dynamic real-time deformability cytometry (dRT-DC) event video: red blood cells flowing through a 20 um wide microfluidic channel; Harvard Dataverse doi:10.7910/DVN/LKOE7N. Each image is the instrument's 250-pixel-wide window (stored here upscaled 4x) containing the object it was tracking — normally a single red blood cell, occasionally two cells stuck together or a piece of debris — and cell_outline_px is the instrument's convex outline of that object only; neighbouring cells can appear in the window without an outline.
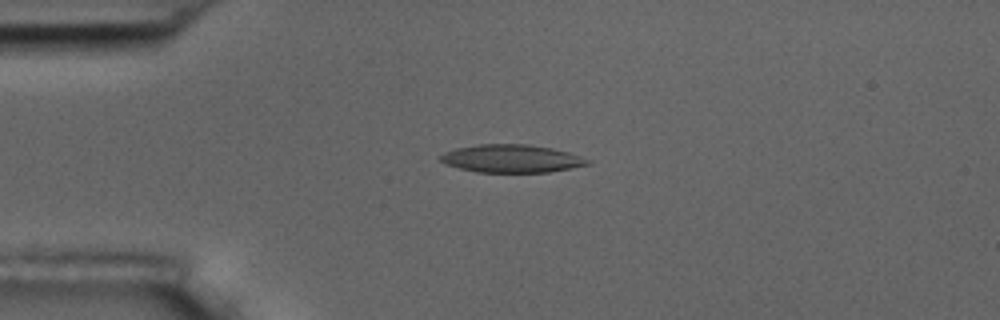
{"species": "common noctule bat (a hibernating species)", "species_latin": "Nyctalus noctula", "temperature_condition": "room temperature", "stored_images_in_passage": 4, "camera_frame_rate_fps": 3000, "um_per_image_px": 0.085, "animal": {"sex": "male", "body_mass_g": 17.5, "forearm_length_mm": 52.3}, "frame": {"image": 1, "passage_image": 3, "time_ms": 2.333, "image_size_px": [1000, 320], "cell_outline_px": [[592, 164], [548, 172], [476, 172], [444, 164], [440, 160], [440, 156], [444, 152], [456, 148], [480, 144], [528, 144], [552, 148], [568, 152], [592, 160]], "centroid_in_image_um": [43.5, 13.48], "position_along_channel_um": 41.5, "area_um2": 23.99}}